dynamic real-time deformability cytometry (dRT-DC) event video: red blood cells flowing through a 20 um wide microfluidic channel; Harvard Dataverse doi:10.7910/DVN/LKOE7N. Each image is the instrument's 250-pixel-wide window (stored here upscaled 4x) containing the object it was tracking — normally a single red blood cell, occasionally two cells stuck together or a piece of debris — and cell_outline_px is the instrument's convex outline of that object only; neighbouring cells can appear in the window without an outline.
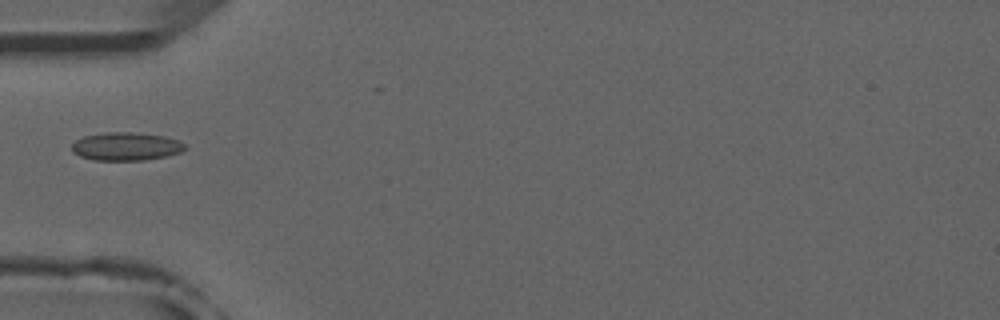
{"species": "common noctule bat (a hibernating species)", "species_latin": "Nyctalus noctula", "temperature_condition": "room temperature", "stored_images_in_passage": 2, "camera_frame_rate_fps": 3000, "um_per_image_px": 0.085, "animal": {"sex": "male", "forearm_length_mm": 52.5}, "frame": {"image": 1, "passage_image": 1, "time_ms": 0.0, "image_size_px": [1000, 320], "cell_outline_px": [[188, 148], [180, 152], [164, 156], [144, 160], [96, 160], [80, 156], [72, 152], [72, 144], [76, 140], [84, 136], [108, 132], [132, 132], [164, 136], [180, 140]], "centroid_in_image_um": [10.72, 12.44], "position_along_channel_um": 74.3, "area_um2": 18.5}}
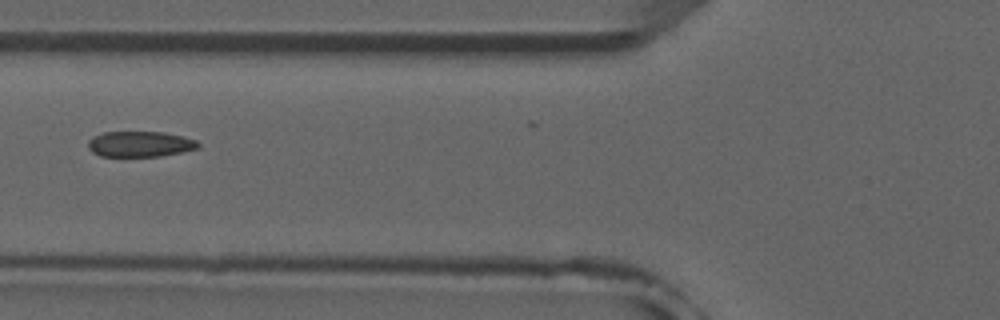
{"frame": {"image": 2, "passage_image": 2, "time_ms": 1.0, "image_size_px": [1000, 320], "cell_outline_px": [[200, 148], [160, 156], [100, 156], [92, 152], [88, 148], [88, 140], [92, 136], [104, 132], [164, 132], [184, 136], [196, 140], [200, 144]], "centroid_in_image_um": [11.9, 12.24], "position_along_channel_um": 113.9, "area_um2": 16.53}}